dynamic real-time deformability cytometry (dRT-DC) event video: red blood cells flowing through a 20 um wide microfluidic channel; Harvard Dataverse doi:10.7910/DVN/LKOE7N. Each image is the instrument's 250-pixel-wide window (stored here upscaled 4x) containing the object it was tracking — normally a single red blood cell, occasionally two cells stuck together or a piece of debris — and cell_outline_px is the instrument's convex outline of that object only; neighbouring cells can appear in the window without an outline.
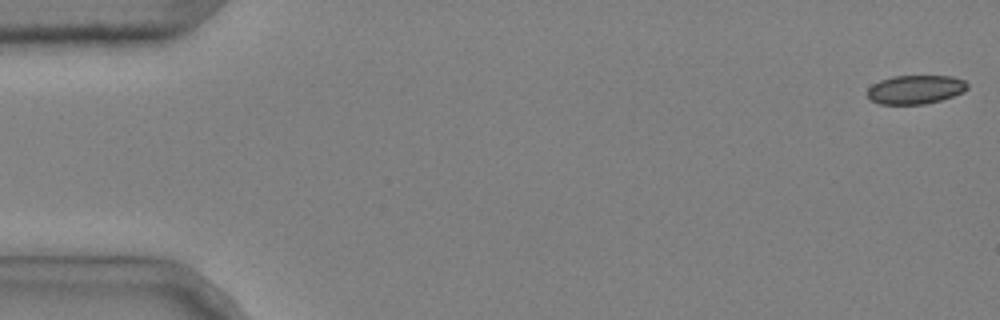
{"species": "common noctule bat (a hibernating species)", "species_latin": "Nyctalus noctula", "temperature_condition": "cold", "stored_images_in_passage": 49, "camera_frame_rate_fps": 3000, "um_per_image_px": 0.085, "animal": {"sex": "male", "body_mass_g": 20.4}, "frame": {"image": 1, "passage_image": 1, "time_ms": 0.0, "image_size_px": [1000, 320], "cell_outline_px": [[968, 88], [964, 92], [940, 100], [924, 104], [880, 104], [872, 100], [868, 96], [868, 88], [872, 84], [880, 80], [892, 76], [952, 76], [964, 80], [968, 84]], "centroid_in_image_um": [77.82, 7.6], "position_along_channel_um": 7.2, "area_um2": 16.76}}
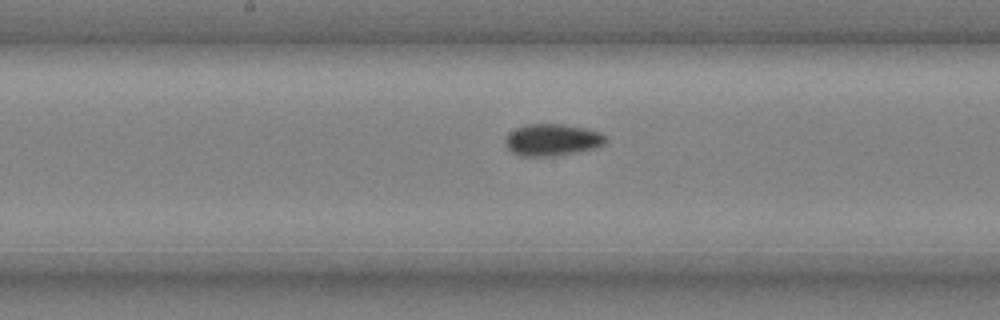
{"frame": {"image": 2, "passage_image": 28, "time_ms": 9.0, "image_size_px": [1000, 320], "cell_outline_px": [[608, 140], [604, 144], [596, 148], [576, 152], [552, 156], [520, 156], [512, 152], [504, 144], [504, 140], [516, 128], [528, 124], [564, 124], [584, 128], [600, 132]], "centroid_in_image_um": [46.95, 11.89], "position_along_channel_um": 201.3, "area_um2": 18.55}}
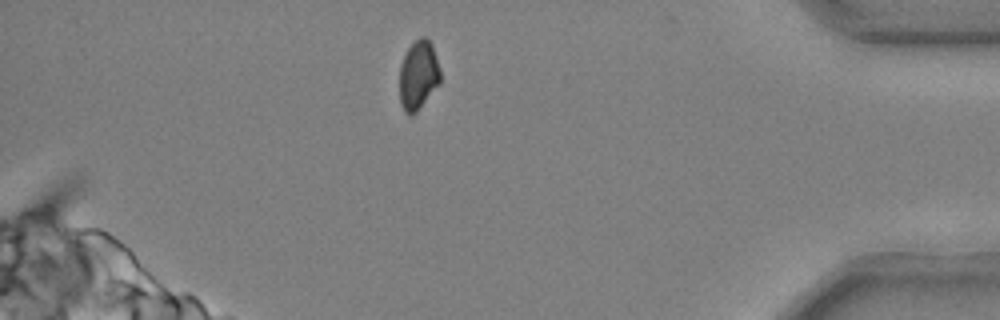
{"frame": {"image": 3, "passage_image": 47, "time_ms": 15.333, "image_size_px": [1000, 320], "cell_outline_px": [[440, 84], [416, 112], [412, 116], [408, 116], [404, 112], [400, 104], [400, 64], [408, 48], [420, 36], [424, 36], [432, 44], [440, 68]], "centroid_in_image_um": [35.56, 6.41], "position_along_channel_um": 399.6, "area_um2": 16.59}, "authors_computed_cell_mechanics": {"area_um2": 17.9758, "velocity_mm_per_s": 3.6959, "shape_relaxation_time_tau1_ms": 2.2786, "shape_relaxation_time_tau2_ms": null, "deformation_change_tau1": 0.065, "deformation_change_tau2": null}}